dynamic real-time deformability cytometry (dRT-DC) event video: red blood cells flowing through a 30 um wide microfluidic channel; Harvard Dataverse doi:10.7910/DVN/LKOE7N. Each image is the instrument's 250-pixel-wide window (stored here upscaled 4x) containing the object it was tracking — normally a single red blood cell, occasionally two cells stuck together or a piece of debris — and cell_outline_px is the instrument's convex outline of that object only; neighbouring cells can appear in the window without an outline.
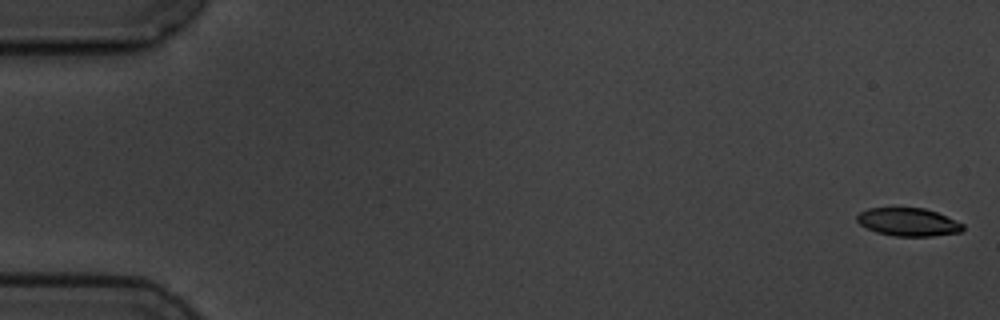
{"species": "common noctule bat (a hibernating species)", "species_latin": "Nyctalus noctula", "temperature_condition": "cold", "stored_images_in_passage": 5, "camera_frame_rate_fps": 3000, "um_per_image_px": 0.085, "animal": {"sex": "male", "body_mass_g": 19.5, "forearm_length_mm": 54.6}, "frame": {"image": 1, "passage_image": 1, "time_ms": 0.0, "image_size_px": [1000, 320], "cell_outline_px": [[964, 228], [960, 232], [932, 236], [892, 236], [876, 232], [860, 224], [856, 220], [856, 216], [860, 212], [868, 208], [924, 208], [936, 212], [964, 224]], "centroid_in_image_um": [77.18, 18.87], "position_along_channel_um": 7.8, "area_um2": 17.22}}
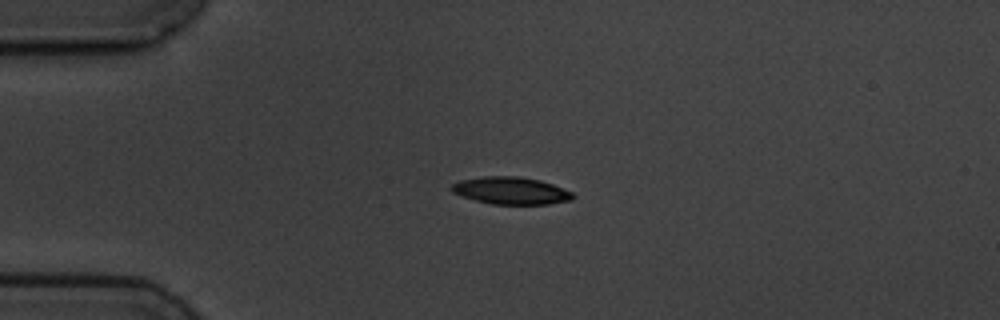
{"frame": {"image": 2, "passage_image": 4, "time_ms": 4.333, "image_size_px": [1000, 320], "cell_outline_px": [[576, 196], [572, 200], [548, 204], [492, 204], [476, 200], [452, 192], [452, 184], [460, 180], [484, 176], [516, 176], [540, 180], [552, 184], [572, 192]], "centroid_in_image_um": [43.46, 16.2], "position_along_channel_um": 41.5, "area_um2": 19.13}}
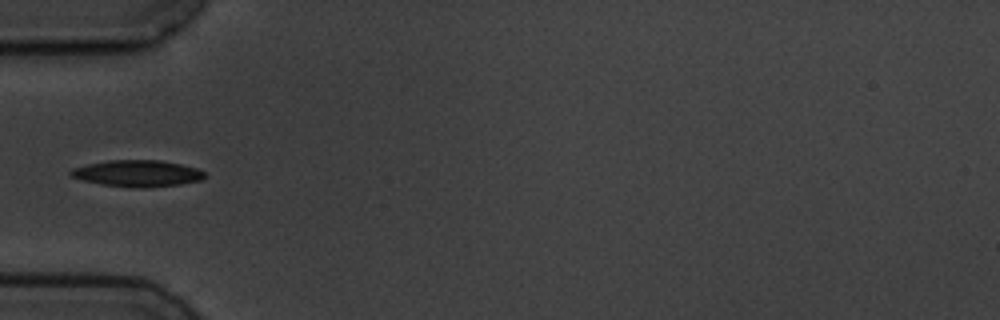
{"frame": {"image": 3, "passage_image": 5, "time_ms": 6.0, "image_size_px": [1000, 320], "cell_outline_px": [[204, 176], [200, 180], [180, 184], [144, 188], [132, 188], [100, 184], [84, 180], [72, 176], [68, 172], [72, 168], [88, 164], [108, 160], [160, 160], [180, 164], [196, 168], [204, 172]], "centroid_in_image_um": [11.65, 14.74], "position_along_channel_um": 73.3, "area_um2": 20.58}}